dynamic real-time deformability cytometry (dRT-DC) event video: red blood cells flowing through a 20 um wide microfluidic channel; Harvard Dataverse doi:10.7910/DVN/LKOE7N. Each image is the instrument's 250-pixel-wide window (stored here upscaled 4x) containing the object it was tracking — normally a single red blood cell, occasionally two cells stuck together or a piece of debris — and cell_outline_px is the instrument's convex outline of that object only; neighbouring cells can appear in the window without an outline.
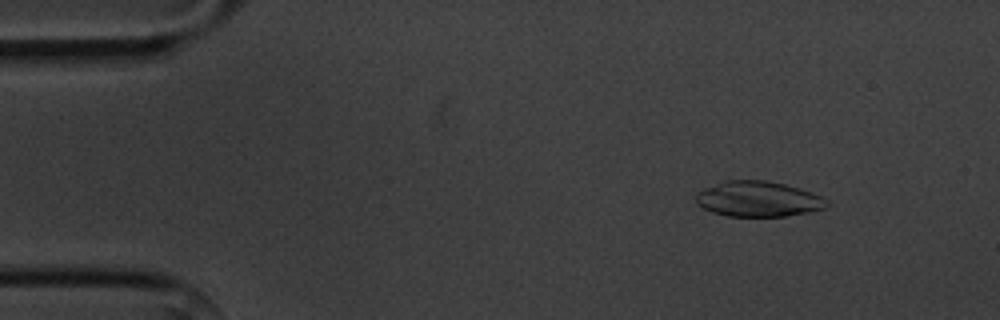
{"species": "common noctule bat (a hibernating species)", "species_latin": "Nyctalus noctula", "temperature_condition": "cold", "stored_images_in_passage": 13, "camera_frame_rate_fps": 3000, "um_per_image_px": 0.085, "animal": {"sex": "male", "body_mass_g": 20.1, "forearm_length_mm": 53.5}, "frame": {"image": 1, "passage_image": 2, "time_ms": 1.333, "image_size_px": [1000, 320], "cell_outline_px": [[828, 204], [824, 208], [808, 212], [784, 216], [728, 216], [712, 212], [696, 204], [696, 192], [704, 188], [724, 180], [768, 180], [800, 188], [812, 192], [828, 200]], "centroid_in_image_um": [64.42, 16.9], "position_along_channel_um": 20.6, "area_um2": 27.05}}
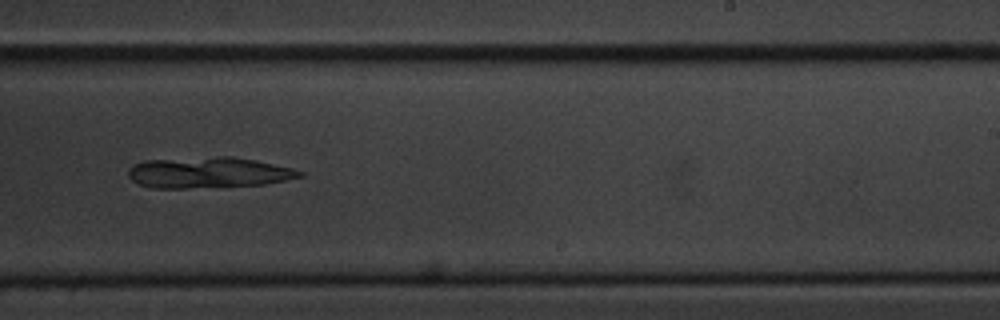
{"frame": {"image": 2, "passage_image": 9, "time_ms": 10.333, "image_size_px": [1000, 320], "cell_outline_px": [[304, 176], [264, 184], [188, 188], [152, 188], [140, 184], [132, 180], [128, 176], [128, 168], [132, 164], [144, 160], [216, 156], [232, 156], [256, 160], [292, 168], [304, 172]], "centroid_in_image_um": [17.68, 14.65], "position_along_channel_um": 271.3, "area_um2": 30.98}}